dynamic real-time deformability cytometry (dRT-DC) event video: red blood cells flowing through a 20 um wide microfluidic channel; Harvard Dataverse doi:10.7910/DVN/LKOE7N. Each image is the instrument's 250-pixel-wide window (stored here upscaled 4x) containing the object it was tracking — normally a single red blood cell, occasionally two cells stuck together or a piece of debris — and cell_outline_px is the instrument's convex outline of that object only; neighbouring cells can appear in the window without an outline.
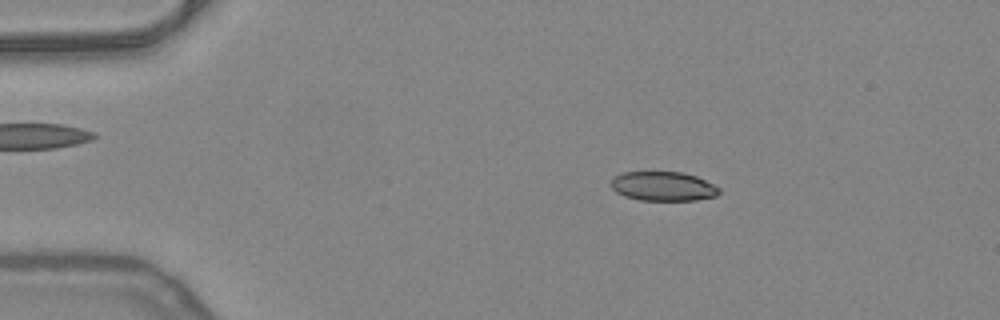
{"species": "common noctule bat (a hibernating species)", "species_latin": "Nyctalus noctula", "temperature_condition": "warm", "stored_images_in_passage": 48, "camera_frame_rate_fps": 3000, "um_per_image_px": 0.085, "animal": {"sex": "female", "body_mass_g": 24.6, "forearm_length_mm": 56.2}, "frame": {"image": 1, "passage_image": 6, "time_ms": 1.667, "image_size_px": [1000, 320], "cell_outline_px": [[720, 192], [716, 196], [696, 200], [640, 200], [624, 196], [616, 192], [608, 184], [612, 176], [624, 172], [684, 172], [696, 176], [720, 188]], "centroid_in_image_um": [56.32, 15.83], "position_along_channel_um": 28.7, "area_um2": 18.61}}
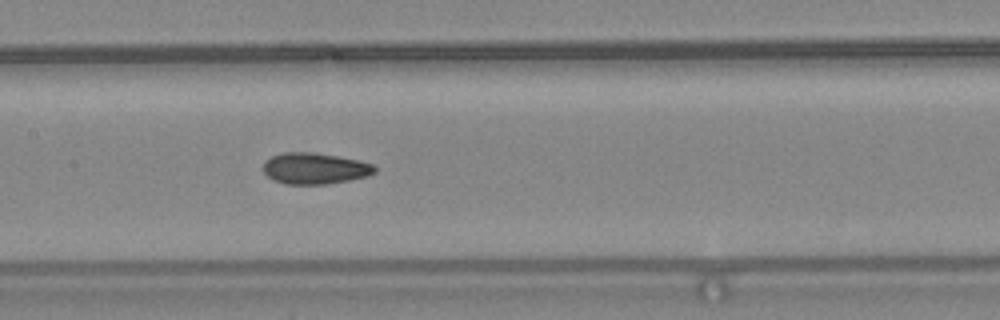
{"frame": {"image": 2, "passage_image": 22, "time_ms": 7.0, "image_size_px": [1000, 320], "cell_outline_px": [[376, 172], [368, 176], [348, 180], [324, 184], [288, 184], [272, 180], [264, 172], [264, 160], [272, 156], [284, 152], [312, 152], [340, 156], [360, 160], [372, 164], [376, 168]], "centroid_in_image_um": [26.76, 14.3], "position_along_channel_um": 180.6, "area_um2": 20.35}}
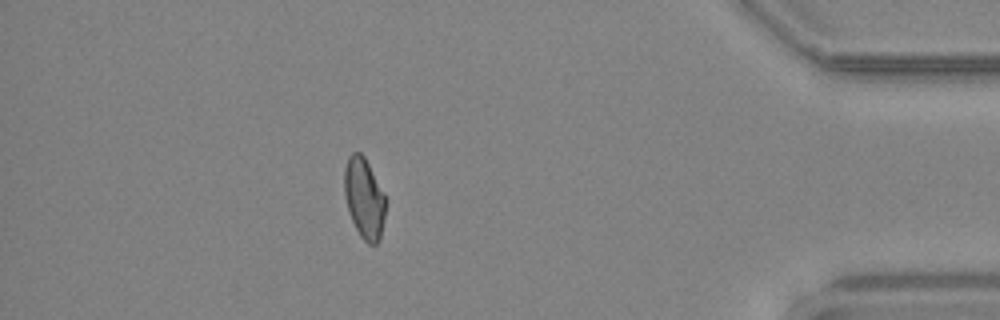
{"frame": {"image": 3, "passage_image": 42, "time_ms": 13.667, "image_size_px": [1000, 320], "cell_outline_px": [[384, 216], [380, 240], [376, 244], [368, 244], [360, 236], [352, 220], [344, 196], [344, 168], [348, 156], [352, 152], [360, 152], [364, 156], [384, 192]], "centroid_in_image_um": [30.94, 16.83], "position_along_channel_um": 404.3, "area_um2": 19.25}, "authors_computed_cell_mechanics": {"area_um2": 19.8543, "velocity_mm_per_s": 4.0361, "shape_relaxation_time_tau1_ms": 10.4962, "shape_relaxation_time_tau2_ms": 3.0612, "deformation_change_tau1": 0.1972, "deformation_change_tau2": 0.0892}}